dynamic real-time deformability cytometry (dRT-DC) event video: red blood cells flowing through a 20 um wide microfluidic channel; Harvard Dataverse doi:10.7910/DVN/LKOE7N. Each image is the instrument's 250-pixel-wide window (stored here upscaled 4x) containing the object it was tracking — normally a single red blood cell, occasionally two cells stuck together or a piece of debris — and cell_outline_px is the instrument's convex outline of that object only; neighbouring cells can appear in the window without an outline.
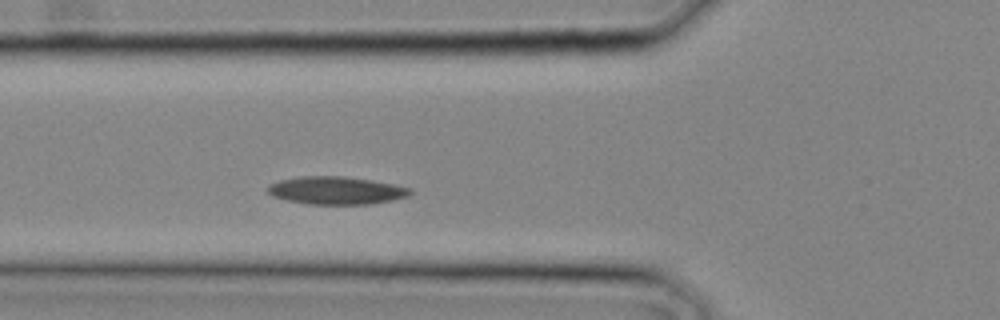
{"species": "common noctule bat (a hibernating species)", "species_latin": "Nyctalus noctula", "temperature_condition": "cold", "stored_images_in_passage": 6, "camera_frame_rate_fps": 3000, "um_per_image_px": 0.085, "animal": {"sex": "male", "body_mass_g": 20.4}, "frame": {"image": 1, "passage_image": 4, "time_ms": 1.0, "image_size_px": [1000, 320], "cell_outline_px": [[412, 192], [408, 196], [392, 200], [372, 204], [308, 204], [288, 200], [272, 196], [268, 192], [268, 184], [280, 180], [300, 176], [344, 176], [392, 184], [412, 188]], "centroid_in_image_um": [28.57, 16.19], "position_along_channel_um": 97.2, "area_um2": 22.95}}
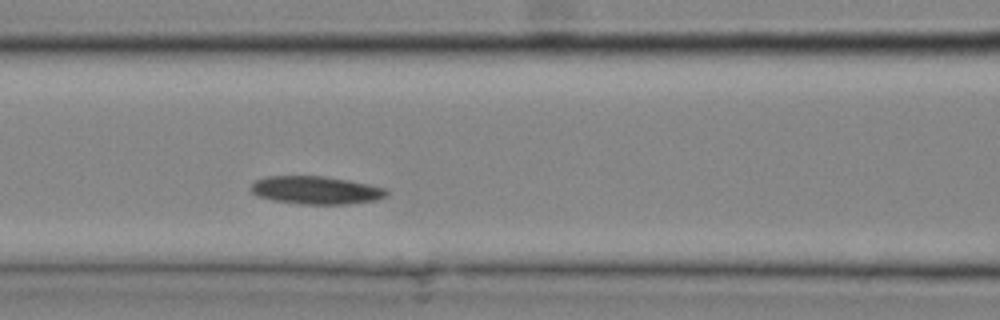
{"frame": {"image": 2, "passage_image": 6, "time_ms": 1.667, "image_size_px": [1000, 320], "cell_outline_px": [[388, 196], [376, 200], [348, 204], [300, 204], [272, 200], [260, 196], [252, 192], [252, 184], [256, 180], [268, 176], [324, 176], [348, 180], [368, 184], [384, 188], [388, 192]], "centroid_in_image_um": [26.89, 16.17], "position_along_channel_um": 139.7, "area_um2": 21.96}}